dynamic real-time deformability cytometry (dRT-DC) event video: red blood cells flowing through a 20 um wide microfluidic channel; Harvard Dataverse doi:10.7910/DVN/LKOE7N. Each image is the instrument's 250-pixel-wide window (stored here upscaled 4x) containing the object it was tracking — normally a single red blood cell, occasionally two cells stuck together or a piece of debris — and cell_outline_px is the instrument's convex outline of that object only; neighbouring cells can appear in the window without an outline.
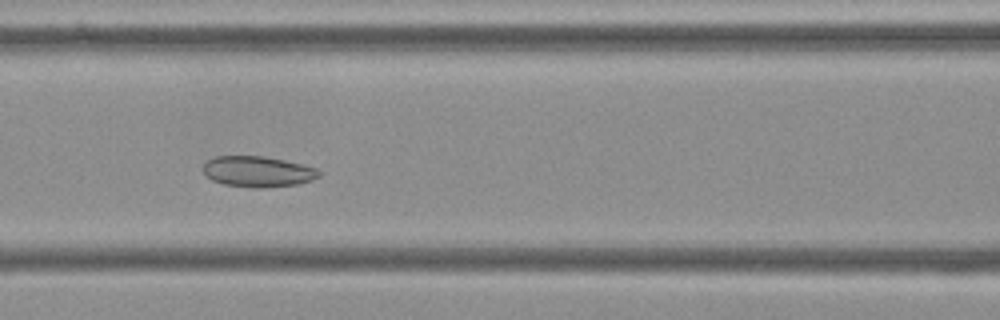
{"species": "Egyptian fruit bat (a non-hibernating species)", "species_latin": "Rousettus aegyptiacus", "temperature_condition": "cold", "stored_images_in_passage": 56, "camera_frame_rate_fps": 3000, "um_per_image_px": 0.085, "frame": {"image": 1, "passage_image": 24, "time_ms": 7.667, "image_size_px": [1000, 320], "cell_outline_px": [[320, 176], [312, 180], [296, 184], [260, 188], [252, 188], [224, 184], [212, 180], [204, 176], [204, 164], [208, 160], [216, 156], [264, 156], [284, 160], [316, 168], [320, 172]], "centroid_in_image_um": [21.89, 14.59], "position_along_channel_um": 144.7, "area_um2": 20.69}}
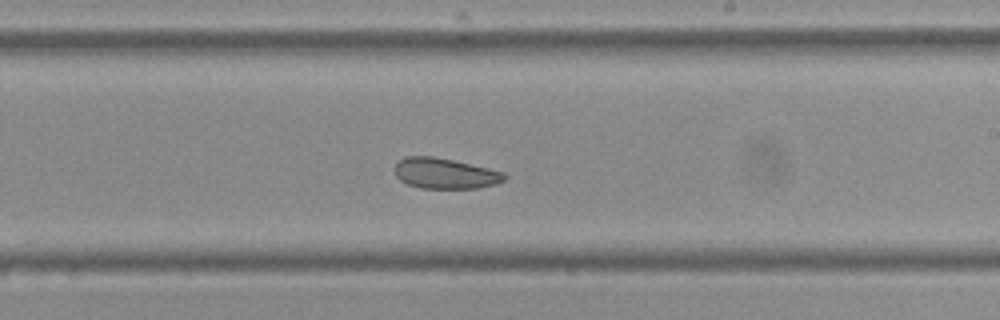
{"frame": {"image": 2, "passage_image": 33, "time_ms": 10.667, "image_size_px": [1000, 320], "cell_outline_px": [[508, 176], [504, 180], [496, 184], [476, 188], [420, 188], [408, 184], [400, 180], [396, 176], [392, 168], [404, 156], [432, 156], [452, 160], [488, 168], [504, 172]], "centroid_in_image_um": [37.8, 14.74], "position_along_channel_um": 251.2, "area_um2": 19.59}}
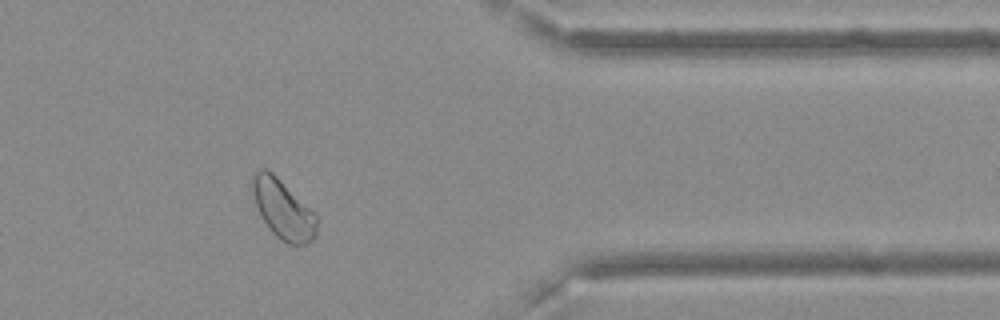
{"frame": {"image": 3, "passage_image": 46, "time_ms": 15.0, "image_size_px": [1000, 320], "cell_outline_px": [[320, 220], [316, 236], [308, 244], [288, 244], [276, 236], [272, 232], [260, 216], [252, 192], [252, 176], [260, 168], [264, 168], [272, 172]], "centroid_in_image_um": [24.06, 17.82], "position_along_channel_um": 387.3, "area_um2": 21.91}, "authors_computed_cell_mechanics": {"area_um2": 22.9177, "velocity_mm_per_s": 3.5583, "shape_relaxation_time_tau1_ms": null, "shape_relaxation_time_tau2_ms": 4.5193, "deformation_change_tau1": null, "deformation_change_tau2": 0.0869}}